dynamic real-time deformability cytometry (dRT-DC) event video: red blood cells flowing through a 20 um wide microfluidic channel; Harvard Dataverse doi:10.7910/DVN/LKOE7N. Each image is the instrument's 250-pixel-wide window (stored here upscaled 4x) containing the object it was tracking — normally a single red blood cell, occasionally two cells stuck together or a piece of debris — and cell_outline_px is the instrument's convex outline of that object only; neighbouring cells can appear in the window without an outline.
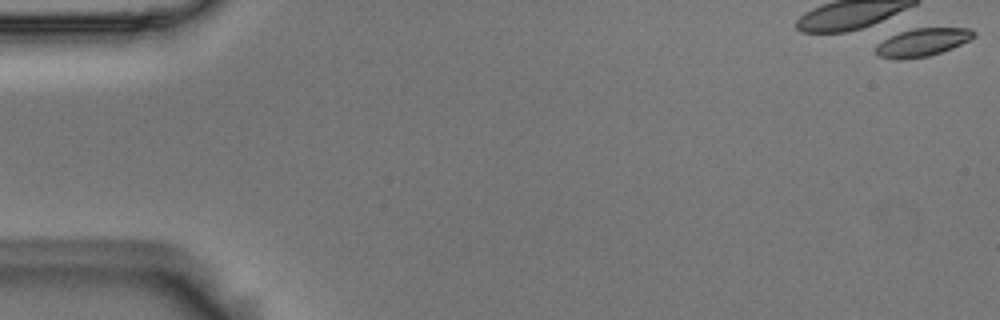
{"species": "Egyptian fruit bat (a non-hibernating species)", "species_latin": "Rousettus aegyptiacus", "temperature_condition": "room temperature", "stored_images_in_passage": 9, "camera_frame_rate_fps": 3000, "um_per_image_px": 0.085, "animal": {"sex": "male"}, "frame": {"image": 1, "passage_image": 1, "time_ms": 0.0, "image_size_px": [1000, 320], "cell_outline_px": [[976, 36], [952, 48], [928, 56], [900, 60], [880, 56], [876, 52], [876, 44], [900, 32], [912, 28], [972, 28], [976, 32]], "centroid_in_image_um": [78.43, 3.59], "position_along_channel_um": 6.6, "area_um2": 15.78}}
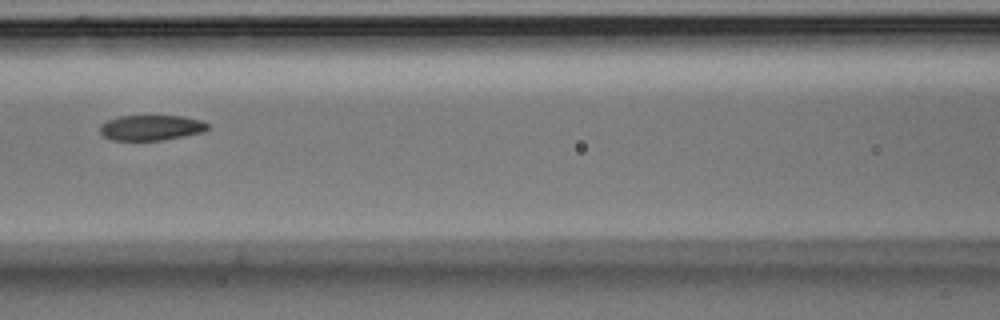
{"frame": {"image": 2, "passage_image": 7, "time_ms": 2.0, "image_size_px": [1000, 320], "cell_outline_px": [[208, 128], [204, 132], [184, 136], [160, 140], [112, 140], [104, 136], [100, 132], [100, 124], [108, 120], [120, 116], [180, 116], [200, 120], [208, 124]], "centroid_in_image_um": [12.83, 10.85], "position_along_channel_um": 153.8, "area_um2": 15.78}}
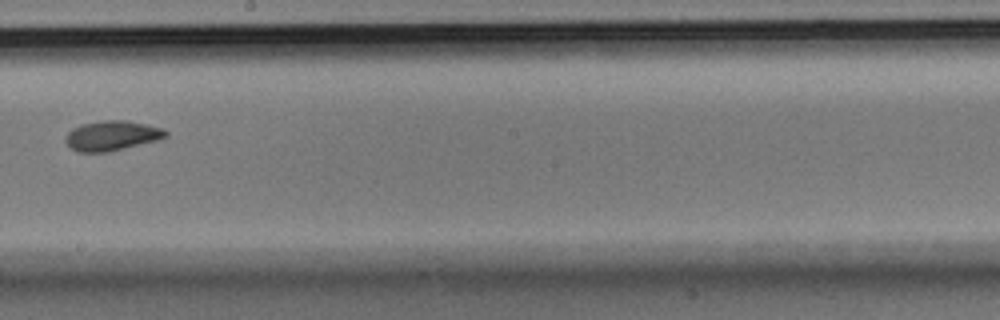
{"frame": {"image": 3, "passage_image": 9, "time_ms": 2.667, "image_size_px": [1000, 320], "cell_outline_px": [[168, 136], [160, 140], [108, 152], [76, 152], [64, 140], [68, 132], [72, 128], [80, 124], [104, 120], [124, 120], [164, 128], [168, 132]], "centroid_in_image_um": [9.53, 11.53], "position_along_channel_um": 238.7, "area_um2": 17.57}}